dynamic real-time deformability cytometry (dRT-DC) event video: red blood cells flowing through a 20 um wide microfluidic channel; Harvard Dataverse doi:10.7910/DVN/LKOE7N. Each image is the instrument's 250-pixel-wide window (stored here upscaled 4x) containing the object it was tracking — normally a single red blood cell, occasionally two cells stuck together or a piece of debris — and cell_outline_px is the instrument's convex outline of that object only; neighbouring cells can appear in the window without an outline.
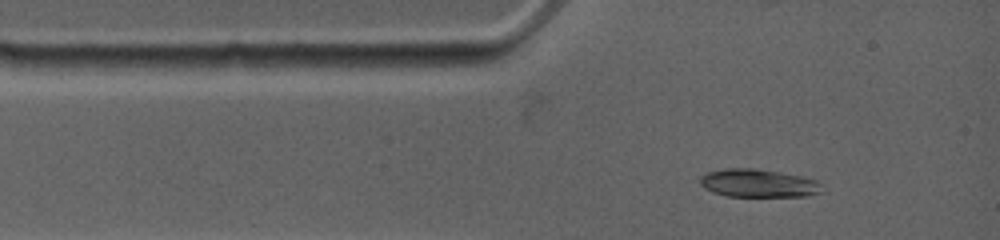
{"species": "common noctule bat (a hibernating species)", "species_latin": "Nyctalus noctula", "temperature_condition": "warm", "stored_images_in_passage": 39, "camera_frame_rate_fps": 4500, "um_per_image_px": 0.085, "animal": {"sex": "female", "body_mass_g": 19.0, "forearm_length_mm": 53.3}, "frame": {"image": 1, "passage_image": 1, "time_ms": 0.0, "image_size_px": [1000, 240], "cell_outline_px": [[824, 192], [808, 196], [728, 196], [712, 192], [704, 188], [700, 184], [700, 176], [708, 172], [724, 168], [756, 168], [800, 176], [816, 180], [820, 184]], "centroid_in_image_um": [64.45, 15.57], "position_along_channel_um": 20.6, "area_um2": 20.0}}
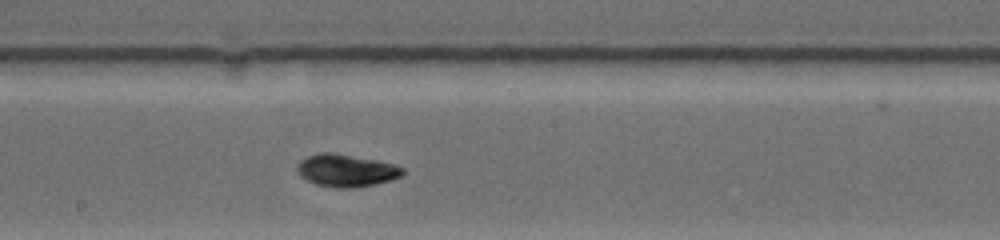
{"frame": {"image": 2, "passage_image": 17, "time_ms": 5.556, "image_size_px": [1000, 240], "cell_outline_px": [[404, 172], [400, 176], [392, 180], [356, 188], [336, 188], [316, 184], [300, 176], [296, 168], [296, 164], [300, 160], [308, 156], [320, 152], [332, 152], [376, 160], [396, 164], [404, 168]], "centroid_in_image_um": [29.42, 14.49], "position_along_channel_um": 218.8, "area_um2": 20.06}}
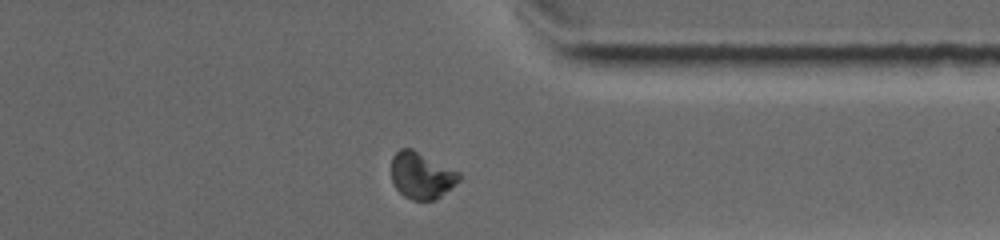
{"frame": {"image": 3, "passage_image": 34, "time_ms": 9.778, "image_size_px": [1000, 240], "cell_outline_px": [[460, 180], [436, 200], [412, 200], [404, 196], [396, 188], [392, 180], [392, 156], [400, 148], [412, 148], [460, 172]], "centroid_in_image_um": [35.82, 14.91], "position_along_channel_um": 375.6, "area_um2": 18.38}}